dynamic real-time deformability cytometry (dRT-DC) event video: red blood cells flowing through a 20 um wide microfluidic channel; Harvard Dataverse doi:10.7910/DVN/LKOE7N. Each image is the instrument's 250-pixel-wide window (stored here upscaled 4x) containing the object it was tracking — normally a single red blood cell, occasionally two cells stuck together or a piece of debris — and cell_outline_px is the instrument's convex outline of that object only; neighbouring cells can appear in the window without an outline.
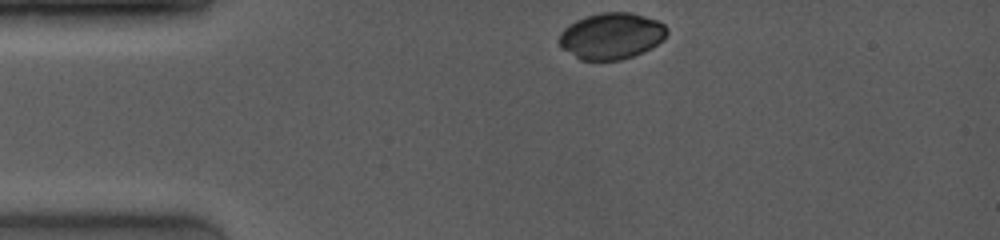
{"species": "common noctule bat (a hibernating species)", "species_latin": "Nyctalus noctula", "temperature_condition": "room temperature", "stored_images_in_passage": 31, "camera_frame_rate_fps": 4000, "um_per_image_px": 0.085, "animal": {"sex": "female", "body_mass_g": 19.0, "forearm_length_mm": 53.3}, "frame": {"image": 1, "passage_image": 1, "time_ms": 0.0, "image_size_px": [1000, 240], "cell_outline_px": [[668, 32], [664, 40], [652, 48], [632, 56], [620, 60], [580, 60], [560, 48], [556, 40], [560, 32], [564, 28], [576, 20], [588, 16], [604, 12], [632, 12], [656, 20], [664, 24], [668, 28]], "centroid_in_image_um": [51.95, 3.06], "position_along_channel_um": 33.0, "area_um2": 29.42}}
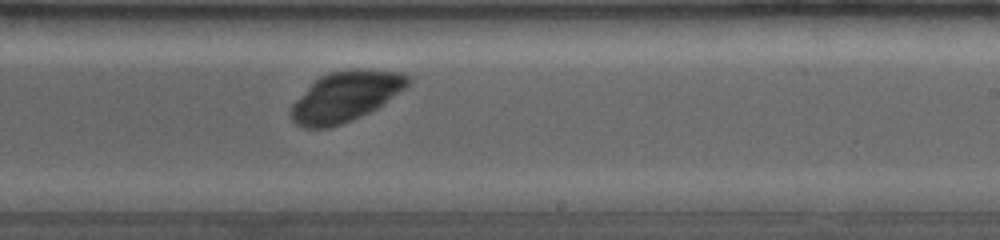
{"frame": {"image": 2, "passage_image": 20, "time_ms": 6.75, "image_size_px": [1000, 240], "cell_outline_px": [[412, 84], [384, 104], [352, 120], [328, 128], [304, 128], [296, 124], [292, 120], [292, 104], [320, 76], [328, 72], [352, 68], [356, 68], [400, 72], [412, 76]], "centroid_in_image_um": [29.45, 8.17], "position_along_channel_um": 259.6, "area_um2": 34.16}}
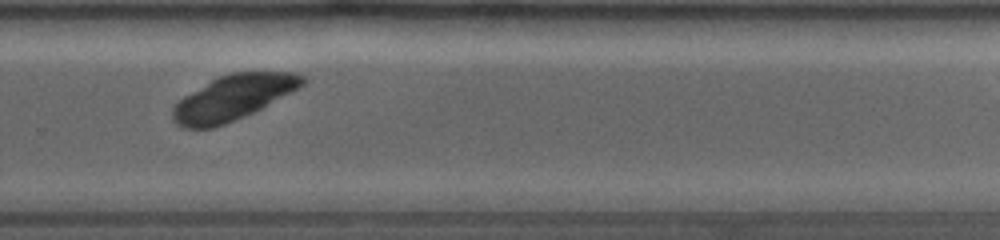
{"frame": {"image": 3, "passage_image": 24, "time_ms": 8.0, "image_size_px": [1000, 240], "cell_outline_px": [[308, 80], [300, 88], [244, 116], [224, 124], [212, 128], [180, 128], [172, 120], [172, 108], [184, 96], [212, 80], [220, 76], [232, 72], [296, 72], [304, 76]], "centroid_in_image_um": [19.82, 8.3], "position_along_channel_um": 310.0, "area_um2": 33.76}}